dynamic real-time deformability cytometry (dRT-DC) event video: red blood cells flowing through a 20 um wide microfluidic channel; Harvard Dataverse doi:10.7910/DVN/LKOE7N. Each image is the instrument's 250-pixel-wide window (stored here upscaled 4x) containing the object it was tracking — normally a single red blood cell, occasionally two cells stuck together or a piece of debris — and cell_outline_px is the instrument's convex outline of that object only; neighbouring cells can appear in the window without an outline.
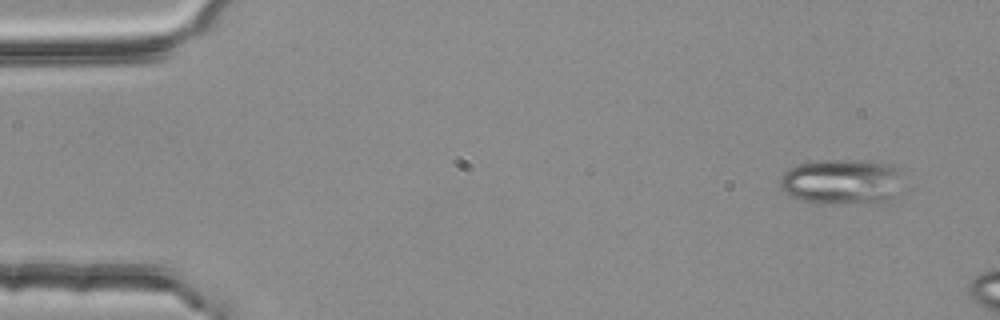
{"species": "common noctule bat (a hibernating species)", "species_latin": "Nyctalus noctula", "temperature_condition": "room temperature", "stored_images_in_passage": 3, "camera_frame_rate_fps": 3000, "um_per_image_px": 0.085, "animal": {"sex": "female", "body_mass_g": 25.1}, "frame": {"image": 1, "passage_image": 1, "time_ms": 0.0, "image_size_px": [1000, 320], "cell_outline_px": [[900, 168], [896, 196], [888, 204], [820, 204], [800, 200], [784, 192], [780, 188], [780, 176], [788, 168], [800, 164], [824, 160], [876, 160], [892, 164]], "centroid_in_image_um": [71.59, 15.47], "position_along_channel_um": 13.4, "area_um2": 33.52}}